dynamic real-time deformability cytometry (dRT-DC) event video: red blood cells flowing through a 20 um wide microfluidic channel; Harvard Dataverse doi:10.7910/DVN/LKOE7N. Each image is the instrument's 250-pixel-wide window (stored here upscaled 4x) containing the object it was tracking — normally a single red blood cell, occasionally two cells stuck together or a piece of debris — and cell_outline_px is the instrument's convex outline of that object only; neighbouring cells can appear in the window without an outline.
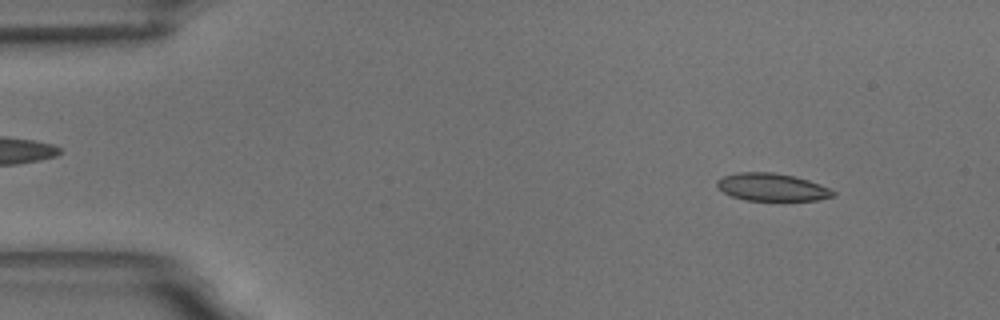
{"species": "common noctule bat (a hibernating species)", "species_latin": "Nyctalus noctula", "temperature_condition": "room temperature", "stored_images_in_passage": 5, "camera_frame_rate_fps": 3000, "um_per_image_px": 0.085, "animal": {"sex": "male", "body_mass_g": 18.8}, "frame": {"image": 1, "passage_image": 1, "time_ms": 0.0, "image_size_px": [1000, 320], "cell_outline_px": [[836, 196], [816, 200], [748, 200], [732, 196], [724, 192], [716, 184], [716, 180], [724, 176], [736, 172], [772, 172], [796, 176], [820, 184], [836, 192]], "centroid_in_image_um": [65.63, 15.9], "position_along_channel_um": 19.4, "area_um2": 18.61}}
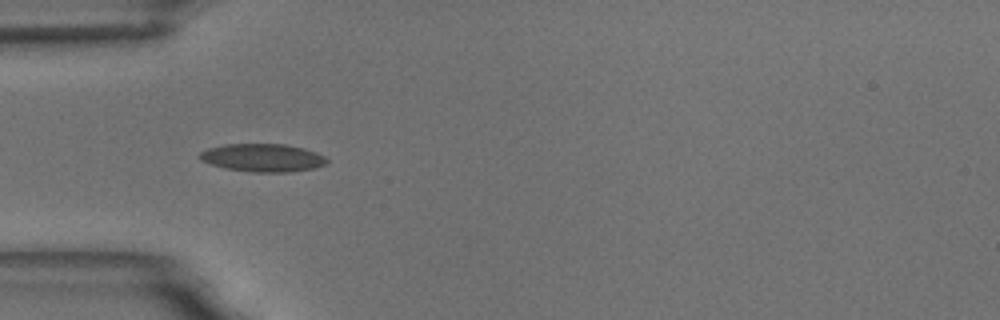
{"frame": {"image": 2, "passage_image": 4, "time_ms": 3.667, "image_size_px": [1000, 320], "cell_outline_px": [[328, 164], [312, 168], [292, 172], [252, 172], [224, 168], [200, 160], [196, 156], [200, 152], [208, 148], [224, 144], [284, 144], [304, 148], [316, 152], [324, 156], [328, 160]], "centroid_in_image_um": [22.32, 13.41], "position_along_channel_um": 62.7, "area_um2": 20.87}}
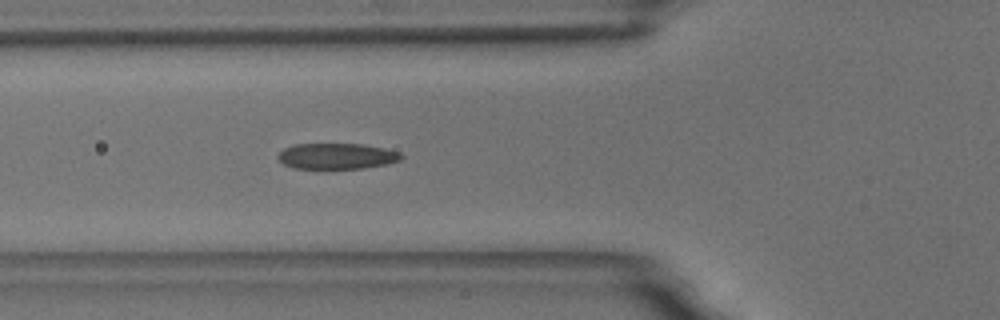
{"frame": {"image": 3, "passage_image": 5, "time_ms": 4.667, "image_size_px": [1000, 320], "cell_outline_px": [[404, 156], [400, 160], [388, 164], [364, 168], [292, 168], [284, 164], [276, 156], [284, 148], [292, 144], [360, 144], [384, 148], [400, 152]], "centroid_in_image_um": [28.63, 13.27], "position_along_channel_um": 97.2, "area_um2": 18.55}}